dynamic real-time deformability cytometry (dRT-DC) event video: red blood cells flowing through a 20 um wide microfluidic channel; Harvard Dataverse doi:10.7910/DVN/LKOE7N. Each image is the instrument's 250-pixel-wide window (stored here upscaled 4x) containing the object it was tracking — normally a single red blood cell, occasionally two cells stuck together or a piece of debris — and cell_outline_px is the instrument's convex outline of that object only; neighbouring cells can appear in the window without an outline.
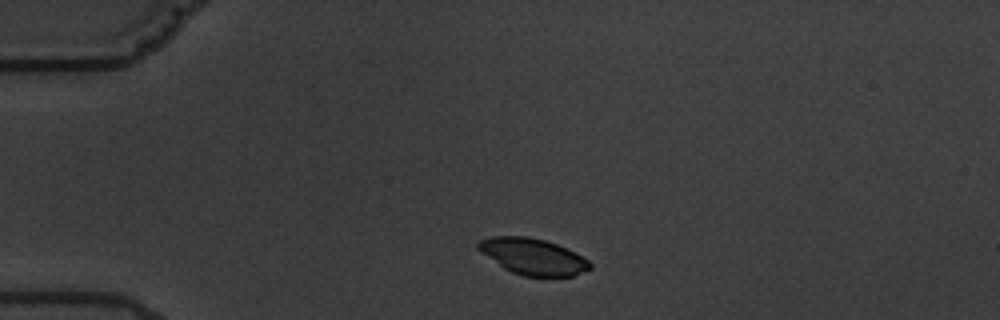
{"species": "common noctule bat (a hibernating species)", "species_latin": "Nyctalus noctula", "temperature_condition": "warm", "stored_images_in_passage": 2, "camera_frame_rate_fps": 3000, "um_per_image_px": 0.085, "animal": {"sex": "male", "body_mass_g": 19.5, "forearm_length_mm": 54.6}, "frame": {"image": 1, "passage_image": 1, "time_ms": 0.0, "image_size_px": [1000, 320], "cell_outline_px": [[592, 268], [572, 276], [524, 276], [512, 272], [504, 268], [480, 252], [476, 248], [476, 244], [480, 240], [492, 236], [528, 236], [544, 240], [556, 244], [576, 252], [588, 260], [592, 264]], "centroid_in_image_um": [45.29, 21.8], "position_along_channel_um": 39.7, "area_um2": 23.58}}